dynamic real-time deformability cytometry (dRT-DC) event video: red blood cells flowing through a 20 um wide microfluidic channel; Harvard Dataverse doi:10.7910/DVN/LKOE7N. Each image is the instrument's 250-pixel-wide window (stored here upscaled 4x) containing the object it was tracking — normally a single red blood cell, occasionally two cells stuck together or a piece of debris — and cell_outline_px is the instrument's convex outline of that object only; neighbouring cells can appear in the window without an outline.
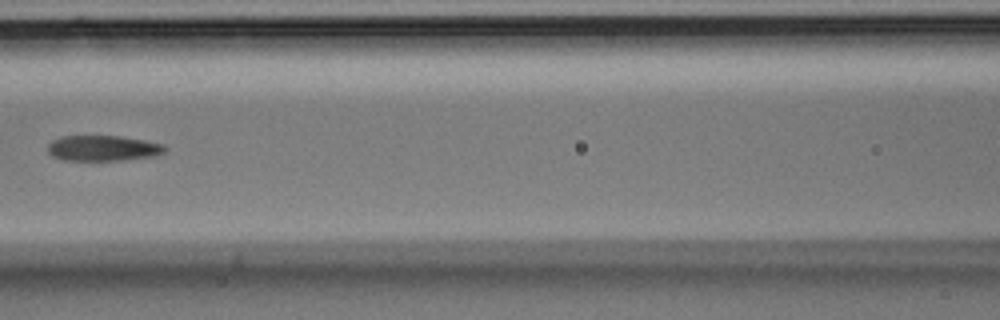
{"species": "Egyptian fruit bat (a non-hibernating species)", "species_latin": "Rousettus aegyptiacus", "temperature_condition": "room temperature", "stored_images_in_passage": 6, "camera_frame_rate_fps": 3000, "um_per_image_px": 0.085, "animal": {"sex": "male"}, "frame": {"image": 1, "passage_image": 6, "time_ms": 1.667, "image_size_px": [1000, 320], "cell_outline_px": [[168, 148], [164, 152], [156, 156], [120, 160], [64, 160], [52, 156], [48, 152], [48, 144], [52, 140], [60, 136], [120, 136], [144, 140], [164, 144]], "centroid_in_image_um": [8.76, 12.59], "position_along_channel_um": 157.8, "area_um2": 17.51}}